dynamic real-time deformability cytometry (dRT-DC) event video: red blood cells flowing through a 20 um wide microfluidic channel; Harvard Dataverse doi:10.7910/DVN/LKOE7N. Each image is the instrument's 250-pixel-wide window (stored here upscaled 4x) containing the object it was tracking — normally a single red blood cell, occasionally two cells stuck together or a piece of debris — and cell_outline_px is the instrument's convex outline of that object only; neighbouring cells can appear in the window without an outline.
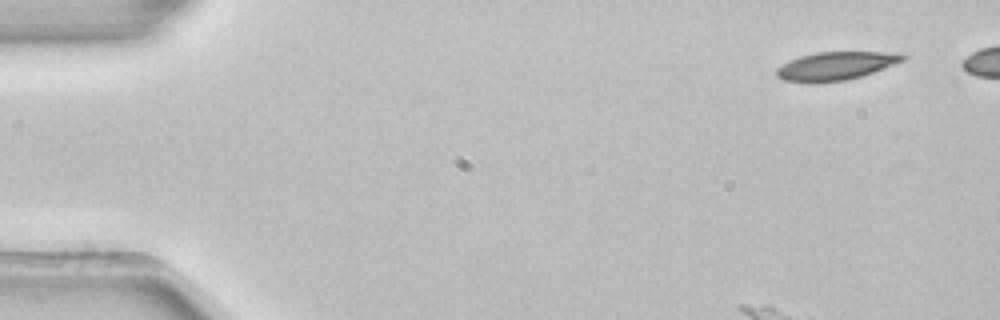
{"species": "common noctule bat (a hibernating species)", "species_latin": "Nyctalus noctula", "temperature_condition": "room temperature", "stored_images_in_passage": 4, "segment_of_instrument_passage": [2, 2], "camera_frame_rate_fps": 3000, "um_per_image_px": 0.085, "animal": {"sex": "female", "body_mass_g": 22.7, "forearm_length_mm": 54.2}, "frame": {"image": 1, "passage_image": 4, "time_ms": 1.0, "image_size_px": [1000, 320], "cell_outline_px": [[908, 56], [904, 60], [872, 72], [848, 80], [812, 84], [808, 84], [784, 80], [776, 76], [776, 68], [800, 56], [820, 52], [880, 52]], "centroid_in_image_um": [70.96, 5.63], "position_along_channel_um": 14.0, "area_um2": 20.58}}